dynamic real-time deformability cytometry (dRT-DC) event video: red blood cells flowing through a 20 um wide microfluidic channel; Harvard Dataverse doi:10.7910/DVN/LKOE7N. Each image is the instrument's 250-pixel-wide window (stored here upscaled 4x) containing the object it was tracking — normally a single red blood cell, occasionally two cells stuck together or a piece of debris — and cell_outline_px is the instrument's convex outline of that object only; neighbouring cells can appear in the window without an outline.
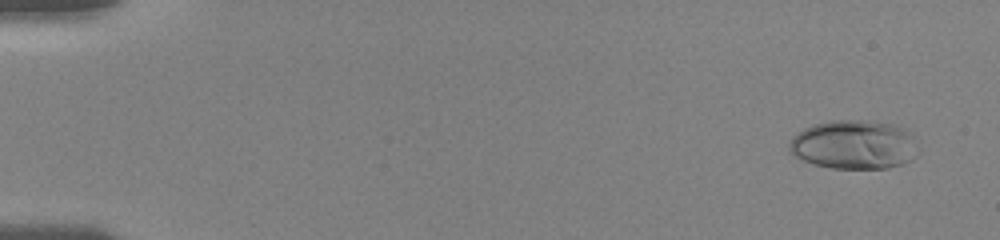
{"species": "human", "species_latin": "Homo sapiens", "temperature_condition": "room temperature", "stored_images_in_passage": 62, "camera_frame_rate_fps": 3000, "um_per_image_px": 0.085, "donor": {"sex": "female"}, "frame": {"image": 1, "passage_image": 6, "time_ms": 1.0, "image_size_px": [1000, 240], "cell_outline_px": [[912, 156], [908, 160], [900, 164], [888, 168], [832, 168], [812, 164], [788, 152], [788, 144], [792, 136], [804, 128], [812, 124], [828, 120], [860, 120], [892, 124], [912, 132]], "centroid_in_image_um": [72.46, 12.28], "position_along_channel_um": 12.5, "area_um2": 36.36}}
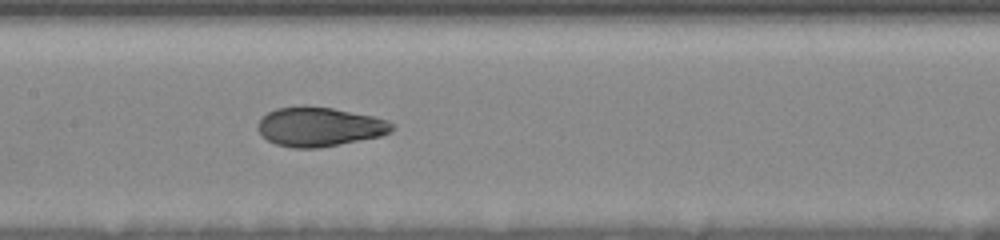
{"frame": {"image": 2, "passage_image": 41, "time_ms": 9.333, "image_size_px": [1000, 240], "cell_outline_px": [[392, 132], [380, 136], [320, 148], [292, 148], [276, 144], [268, 140], [256, 128], [256, 124], [268, 112], [276, 108], [332, 108], [372, 116], [388, 120], [392, 124]], "centroid_in_image_um": [27.15, 10.81], "position_along_channel_um": 180.2, "area_um2": 30.0}}
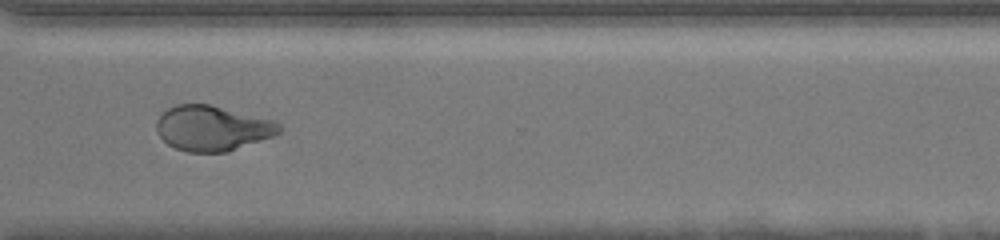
{"frame": {"image": 3, "passage_image": 61, "time_ms": 14.0, "image_size_px": [1000, 240], "cell_outline_px": [[280, 132], [272, 136], [228, 152], [188, 152], [176, 148], [168, 144], [156, 132], [156, 120], [168, 108], [176, 104], [208, 104], [276, 120], [280, 124]], "centroid_in_image_um": [18.05, 10.89], "position_along_channel_um": 352.6, "area_um2": 32.25}}